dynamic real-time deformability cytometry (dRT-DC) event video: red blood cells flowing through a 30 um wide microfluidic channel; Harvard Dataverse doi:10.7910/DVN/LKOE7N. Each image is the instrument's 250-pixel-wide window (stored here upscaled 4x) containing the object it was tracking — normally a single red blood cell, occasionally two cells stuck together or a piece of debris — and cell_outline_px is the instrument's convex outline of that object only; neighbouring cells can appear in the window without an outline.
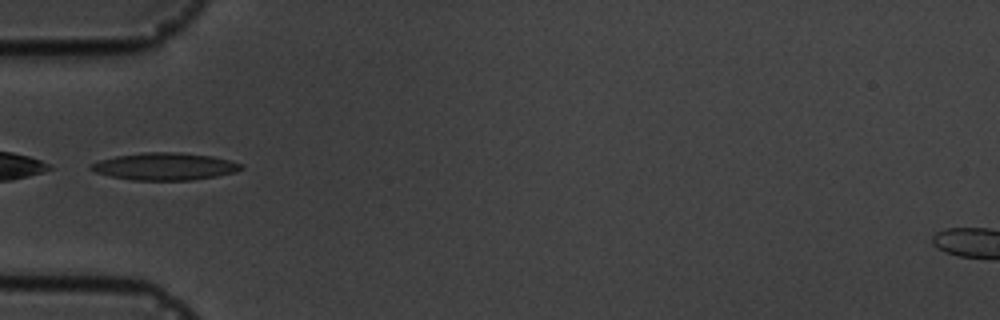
{"species": "common noctule bat (a hibernating species)", "species_latin": "Nyctalus noctula", "temperature_condition": "cold", "stored_images_in_passage": 11, "camera_frame_rate_fps": 3000, "um_per_image_px": 0.085, "animal": {"sex": "male", "body_mass_g": 19.5, "forearm_length_mm": 54.6}, "frame": {"image": 1, "passage_image": 6, "time_ms": 5.667, "image_size_px": [1000, 320], "cell_outline_px": [[244, 168], [236, 172], [216, 176], [192, 180], [128, 180], [96, 172], [88, 168], [88, 164], [100, 160], [116, 156], [140, 152], [180, 152], [212, 156], [244, 164]], "centroid_in_image_um": [14.0, 14.14], "position_along_channel_um": 71.0, "area_um2": 24.04}}
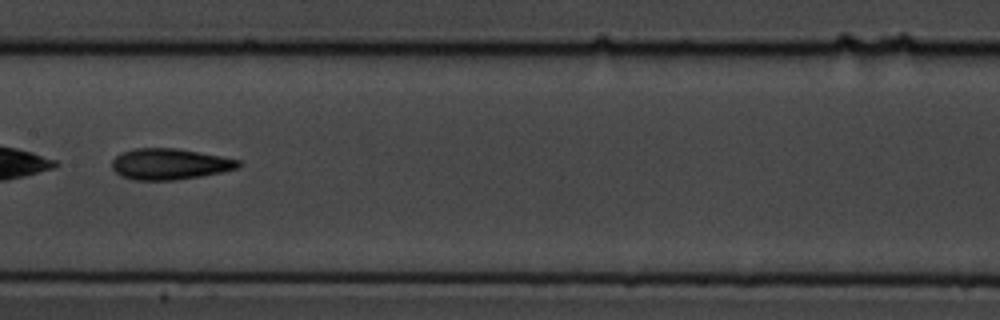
{"frame": {"image": 2, "passage_image": 9, "time_ms": 9.0, "image_size_px": [1000, 320], "cell_outline_px": [[240, 168], [200, 176], [176, 180], [132, 180], [120, 176], [112, 168], [112, 160], [120, 152], [136, 148], [176, 148], [220, 156], [240, 160]], "centroid_in_image_um": [14.39, 13.95], "position_along_channel_um": 193.0, "area_um2": 22.89}}
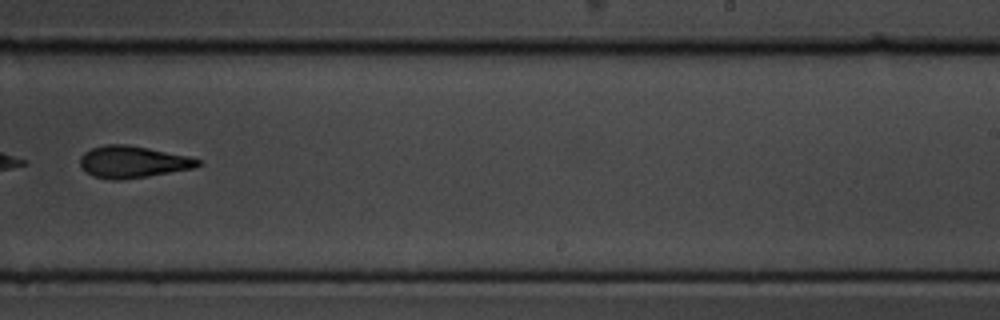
{"frame": {"image": 3, "passage_image": 11, "time_ms": 11.333, "image_size_px": [1000, 320], "cell_outline_px": [[204, 164], [196, 168], [148, 176], [120, 180], [108, 180], [92, 176], [80, 164], [80, 156], [84, 152], [92, 148], [104, 144], [124, 144], [148, 148], [188, 156], [200, 160]], "centroid_in_image_um": [11.3, 13.77], "position_along_channel_um": 277.7, "area_um2": 21.96}}